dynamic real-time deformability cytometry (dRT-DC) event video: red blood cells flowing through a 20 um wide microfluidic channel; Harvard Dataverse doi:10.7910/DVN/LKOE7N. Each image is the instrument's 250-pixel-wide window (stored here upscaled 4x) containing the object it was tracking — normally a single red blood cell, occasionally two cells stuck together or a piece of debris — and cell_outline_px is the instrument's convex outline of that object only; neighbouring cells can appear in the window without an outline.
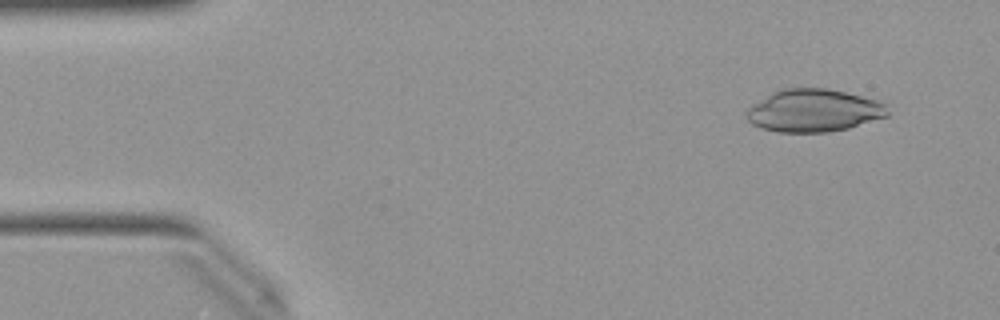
{"species": "Egyptian fruit bat (a non-hibernating species)", "species_latin": "Rousettus aegyptiacus", "temperature_condition": "warm", "stored_images_in_passage": 49, "camera_frame_rate_fps": 3000, "um_per_image_px": 0.085, "animal": {"sex": "female"}, "frame": {"image": 1, "passage_image": 4, "time_ms": 1.0, "image_size_px": [1000, 320], "cell_outline_px": [[888, 116], [848, 128], [828, 132], [776, 132], [760, 128], [752, 124], [744, 116], [748, 108], [752, 104], [772, 92], [784, 88], [828, 88], [876, 100], [888, 104]], "centroid_in_image_um": [69.14, 9.4], "position_along_channel_um": 15.9, "area_um2": 35.2}}